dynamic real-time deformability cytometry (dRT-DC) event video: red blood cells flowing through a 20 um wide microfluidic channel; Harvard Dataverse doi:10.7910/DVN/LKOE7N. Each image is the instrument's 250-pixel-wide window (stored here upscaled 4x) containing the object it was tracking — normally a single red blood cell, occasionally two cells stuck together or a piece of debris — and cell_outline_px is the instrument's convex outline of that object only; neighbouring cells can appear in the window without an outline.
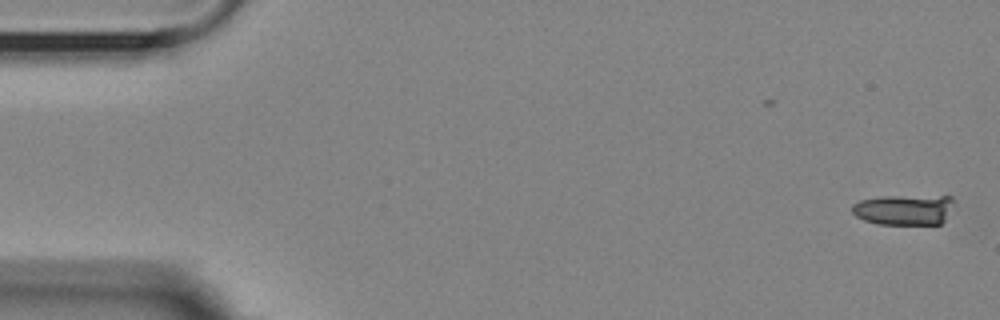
{"species": "Egyptian fruit bat (a non-hibernating species)", "species_latin": "Rousettus aegyptiacus", "temperature_condition": "room temperature", "stored_images_in_passage": 6, "camera_frame_rate_fps": 3000, "um_per_image_px": 0.085, "animal": {"sex": "female"}, "frame": {"image": 1, "passage_image": 1, "time_ms": 0.0, "image_size_px": [1000, 320], "cell_outline_px": [[956, 204], [944, 220], [940, 224], [880, 224], [864, 220], [856, 216], [852, 212], [852, 204], [860, 200], [880, 196], [952, 196]], "centroid_in_image_um": [76.88, 17.81], "position_along_channel_um": 8.1, "area_um2": 18.32}}
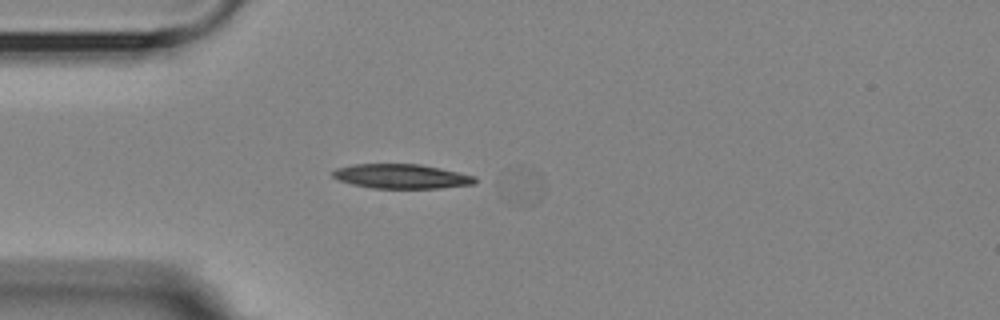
{"frame": {"image": 2, "passage_image": 5, "time_ms": 4.667, "image_size_px": [1000, 320], "cell_outline_px": [[476, 180], [472, 184], [440, 188], [372, 188], [352, 184], [340, 180], [332, 176], [332, 172], [336, 168], [352, 164], [420, 164], [440, 168], [476, 176]], "centroid_in_image_um": [34.1, 14.98], "position_along_channel_um": 50.9, "area_um2": 20.17}}